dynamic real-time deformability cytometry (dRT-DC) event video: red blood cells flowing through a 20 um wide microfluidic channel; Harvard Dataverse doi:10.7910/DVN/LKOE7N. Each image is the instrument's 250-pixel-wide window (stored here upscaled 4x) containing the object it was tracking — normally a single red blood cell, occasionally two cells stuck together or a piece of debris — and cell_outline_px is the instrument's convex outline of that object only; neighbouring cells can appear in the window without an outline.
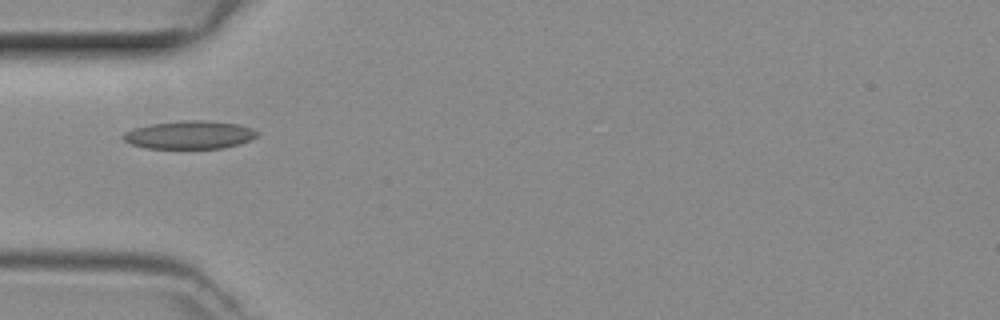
{"species": "common noctule bat (a hibernating species)", "species_latin": "Nyctalus noctula", "temperature_condition": "room temperature", "stored_images_in_passage": 32, "camera_frame_rate_fps": 3000, "um_per_image_px": 0.085, "animal": {"sex": "female", "body_mass_g": 29.2, "forearm_length_mm": 56.3}, "frame": {"image": 1, "passage_image": 1, "time_ms": 0.0, "image_size_px": [1000, 320], "cell_outline_px": [[260, 132], [256, 136], [240, 144], [224, 148], [144, 148], [132, 144], [124, 140], [120, 136], [124, 132], [136, 128], [152, 124], [180, 120], [208, 120], [236, 124], [252, 128]], "centroid_in_image_um": [16.11, 11.46], "position_along_channel_um": 68.9, "area_um2": 21.91}}
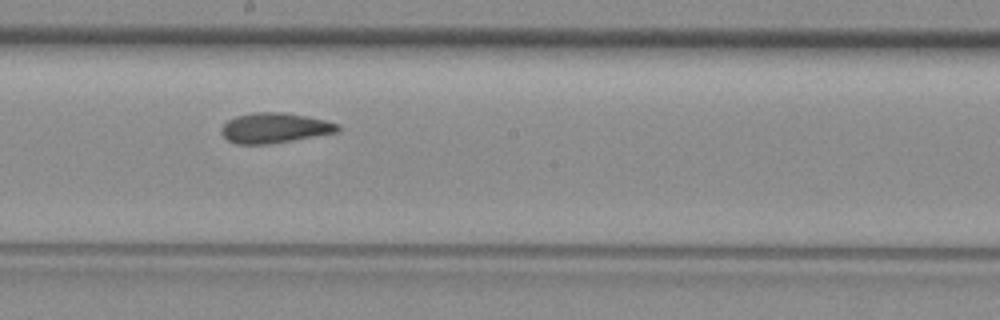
{"frame": {"image": 2, "passage_image": 12, "time_ms": 3.667, "image_size_px": [1000, 320], "cell_outline_px": [[340, 128], [336, 132], [292, 140], [268, 144], [236, 144], [228, 140], [220, 132], [224, 124], [228, 120], [236, 116], [252, 112], [284, 112], [308, 116], [340, 124]], "centroid_in_image_um": [23.32, 10.86], "position_along_channel_um": 224.9, "area_um2": 20.35}}
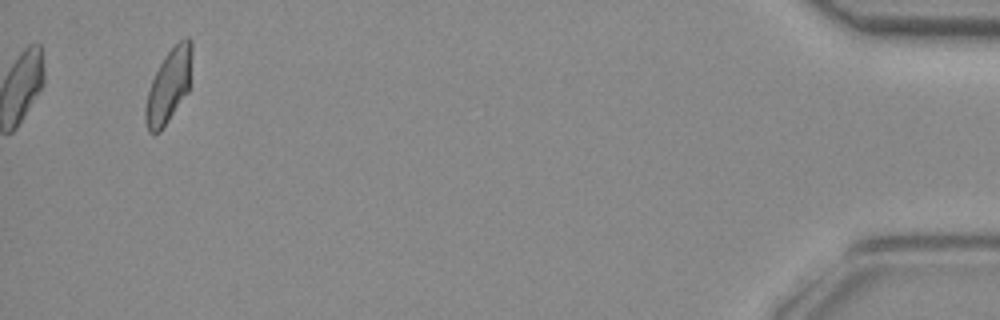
{"frame": {"image": 3, "passage_image": 32, "time_ms": 10.333, "image_size_px": [1000, 320], "cell_outline_px": [[192, 52], [188, 92], [160, 132], [148, 132], [144, 120], [144, 108], [148, 92], [152, 80], [164, 56], [176, 40], [184, 36], [188, 36], [192, 40]], "centroid_in_image_um": [14.35, 7.24], "position_along_channel_um": 420.9, "area_um2": 20.06}}